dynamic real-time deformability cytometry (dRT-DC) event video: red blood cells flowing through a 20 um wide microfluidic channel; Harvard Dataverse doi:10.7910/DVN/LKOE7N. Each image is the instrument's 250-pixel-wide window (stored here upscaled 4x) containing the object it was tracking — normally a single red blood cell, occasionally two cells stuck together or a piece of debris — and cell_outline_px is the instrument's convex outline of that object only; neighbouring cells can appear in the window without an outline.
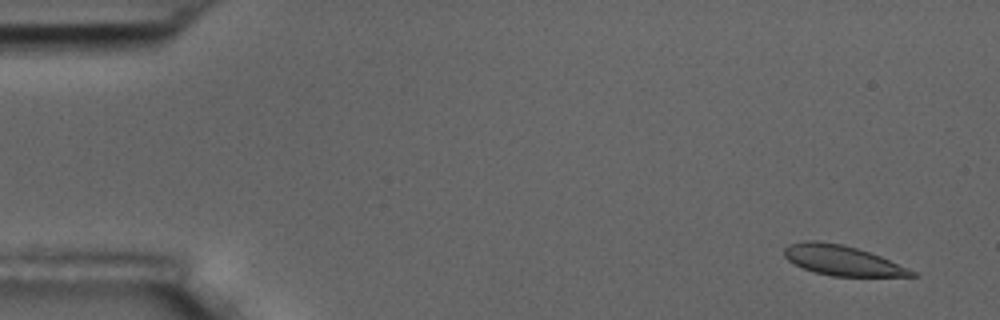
{"species": "common noctule bat (a hibernating species)", "species_latin": "Nyctalus noctula", "temperature_condition": "room temperature", "stored_images_in_passage": 4, "camera_frame_rate_fps": 3000, "um_per_image_px": 0.085, "animal": {"sex": "male", "body_mass_g": 17.5, "forearm_length_mm": 52.3}, "frame": {"image": 1, "passage_image": 1, "time_ms": 0.0, "image_size_px": [1000, 320], "cell_outline_px": [[920, 276], [832, 276], [816, 272], [804, 268], [788, 260], [784, 256], [784, 248], [788, 244], [804, 240], [816, 240], [844, 244], [880, 256], [908, 268], [916, 272]], "centroid_in_image_um": [71.57, 22.12], "position_along_channel_um": 13.4, "area_um2": 22.14}}
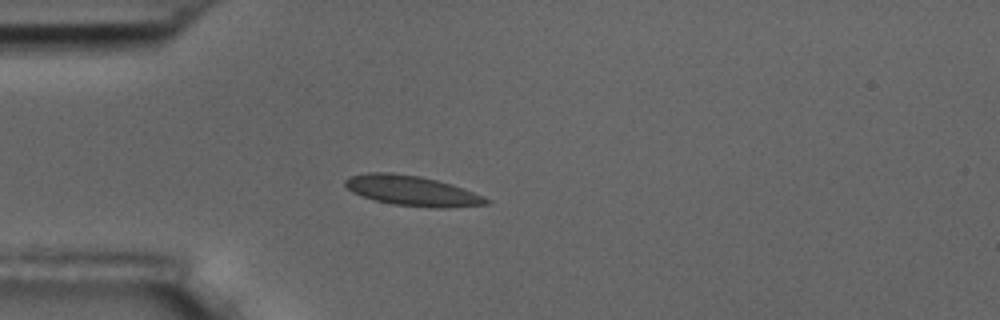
{"frame": {"image": 2, "passage_image": 4, "time_ms": 4.0, "image_size_px": [1000, 320], "cell_outline_px": [[492, 200], [488, 204], [448, 208], [432, 208], [392, 204], [376, 200], [352, 192], [344, 184], [344, 180], [348, 176], [368, 172], [392, 172], [420, 176], [452, 184], [484, 196]], "centroid_in_image_um": [35.04, 16.21], "position_along_channel_um": 50.0, "area_um2": 24.85}}